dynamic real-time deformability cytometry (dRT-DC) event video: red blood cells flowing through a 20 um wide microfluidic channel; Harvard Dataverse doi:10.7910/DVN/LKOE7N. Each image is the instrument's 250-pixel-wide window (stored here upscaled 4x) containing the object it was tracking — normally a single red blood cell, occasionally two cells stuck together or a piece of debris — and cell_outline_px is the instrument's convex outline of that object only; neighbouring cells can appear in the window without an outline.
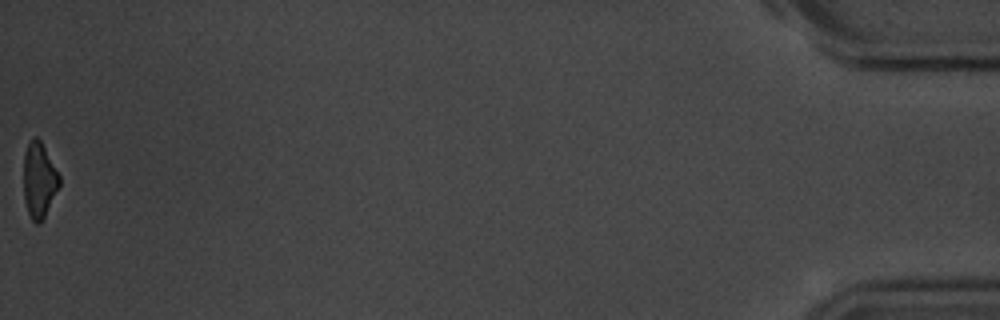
{"species": "common noctule bat (a hibernating species)", "species_latin": "Nyctalus noctula", "temperature_condition": "room temperature", "stored_images_in_passage": 41, "camera_frame_rate_fps": 3000, "um_per_image_px": 0.085, "animal": {"sex": "male", "body_mass_g": 20.1, "forearm_length_mm": 53.5}, "frame": {"image": 1, "passage_image": 41, "time_ms": 13.333, "image_size_px": [1000, 320], "cell_outline_px": [[60, 184], [40, 224], [36, 224], [32, 220], [28, 212], [24, 200], [24, 152], [32, 136], [36, 136], [40, 140], [60, 176]], "centroid_in_image_um": [3.31, 15.3], "position_along_channel_um": 431.9, "area_um2": 15.49}, "authors_computed_cell_mechanics": {"area_um2": 17.629, "velocity_mm_per_s": 3.685, "shape_relaxation_time_tau1_ms": 3.709, "shape_relaxation_time_tau2_ms": 11.2806, "deformation_change_tau1": 0.1256, "deformation_change_tau2": 0.2186}}